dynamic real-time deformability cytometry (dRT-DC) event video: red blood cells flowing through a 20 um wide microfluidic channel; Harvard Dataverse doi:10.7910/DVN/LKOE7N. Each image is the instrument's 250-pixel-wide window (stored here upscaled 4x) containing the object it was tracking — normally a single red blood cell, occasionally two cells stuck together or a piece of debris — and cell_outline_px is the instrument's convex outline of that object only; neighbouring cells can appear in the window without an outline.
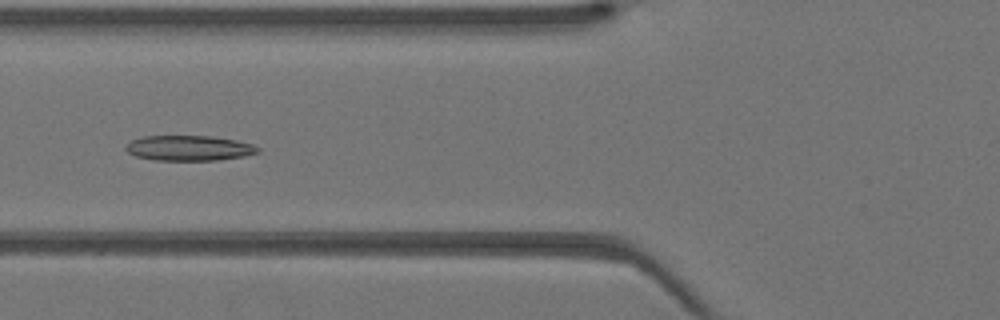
{"species": "Egyptian fruit bat (a non-hibernating species)", "species_latin": "Rousettus aegyptiacus", "temperature_condition": "warm", "stored_images_in_passage": 27, "camera_frame_rate_fps": 3000, "um_per_image_px": 0.085, "animal": {"sex": "female"}, "frame": {"image": 1, "passage_image": 15, "time_ms": 4.667, "image_size_px": [1000, 320], "cell_outline_px": [[260, 152], [244, 156], [216, 160], [156, 160], [136, 156], [128, 152], [124, 148], [132, 140], [144, 136], [212, 136], [236, 140], [252, 144], [260, 148]], "centroid_in_image_um": [16.09, 12.58], "position_along_channel_um": 109.7, "area_um2": 19.31}}
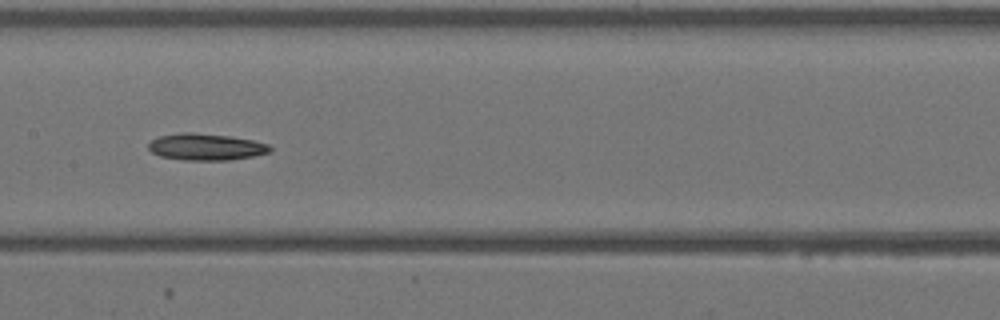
{"frame": {"image": 2, "passage_image": 20, "time_ms": 6.333, "image_size_px": [1000, 320], "cell_outline_px": [[272, 148], [268, 152], [252, 156], [232, 160], [184, 160], [160, 156], [152, 152], [148, 148], [148, 144], [152, 140], [160, 136], [180, 132], [192, 132], [228, 136], [252, 140], [268, 144]], "centroid_in_image_um": [17.48, 12.48], "position_along_channel_um": 189.9, "area_um2": 18.79}}
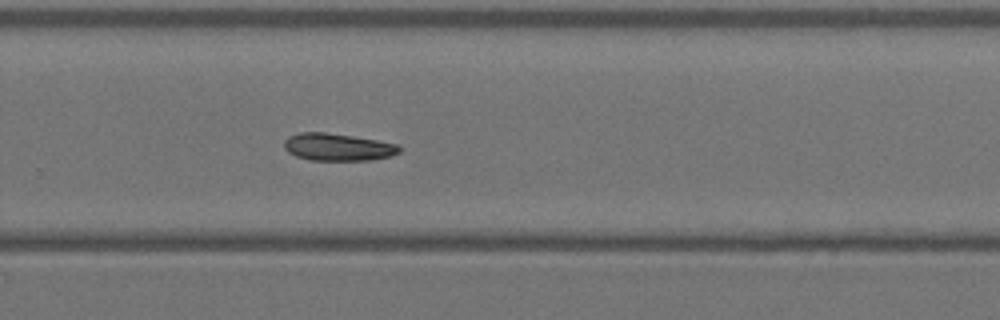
{"frame": {"image": 3, "passage_image": 27, "time_ms": 8.667, "image_size_px": [1000, 320], "cell_outline_px": [[400, 152], [388, 156], [372, 160], [308, 160], [296, 156], [288, 152], [284, 148], [284, 140], [288, 136], [300, 132], [324, 132], [352, 136], [400, 144]], "centroid_in_image_um": [28.69, 12.5], "position_along_channel_um": 301.1, "area_um2": 18.38}}